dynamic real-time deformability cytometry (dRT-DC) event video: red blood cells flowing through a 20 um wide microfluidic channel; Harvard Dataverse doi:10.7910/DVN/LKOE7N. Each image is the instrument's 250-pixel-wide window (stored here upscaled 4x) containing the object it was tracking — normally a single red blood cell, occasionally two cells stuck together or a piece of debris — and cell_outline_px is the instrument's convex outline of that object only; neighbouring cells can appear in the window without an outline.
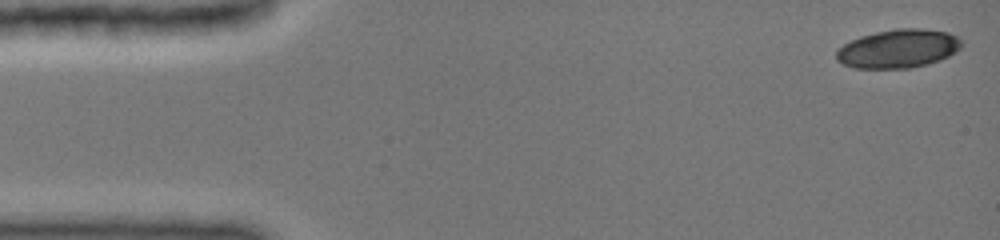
{"species": "common noctule bat (a hibernating species)", "species_latin": "Nyctalus noctula", "temperature_condition": "cold", "stored_images_in_passage": 12, "camera_frame_rate_fps": 3000, "um_per_image_px": 0.085, "animal": {"sex": "female", "body_mass_g": 19.0, "forearm_length_mm": 51.5}, "frame": {"image": 1, "passage_image": 1, "time_ms": 0.0, "image_size_px": [1000, 240], "cell_outline_px": [[960, 48], [948, 56], [924, 64], [908, 68], [856, 68], [844, 64], [836, 60], [836, 52], [844, 44], [852, 40], [864, 36], [896, 28], [920, 28], [948, 32], [956, 36], [960, 40]], "centroid_in_image_um": [76.34, 4.13], "position_along_channel_um": 8.7, "area_um2": 27.51}}